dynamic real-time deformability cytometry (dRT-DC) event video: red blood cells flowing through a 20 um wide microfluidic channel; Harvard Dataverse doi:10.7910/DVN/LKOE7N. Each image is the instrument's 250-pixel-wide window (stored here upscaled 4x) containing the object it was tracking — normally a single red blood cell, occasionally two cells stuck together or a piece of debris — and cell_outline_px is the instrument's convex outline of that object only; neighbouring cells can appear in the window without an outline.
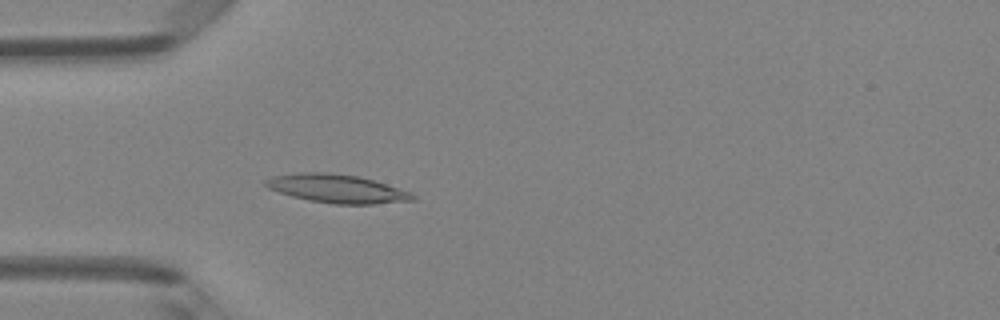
{"species": "Egyptian fruit bat (a non-hibernating species)", "species_latin": "Rousettus aegyptiacus", "temperature_condition": "room temperature", "stored_images_in_passage": 40, "camera_frame_rate_fps": 3000, "um_per_image_px": 0.085, "animal": {"sex": "female"}, "frame": {"image": 1, "passage_image": 6, "time_ms": 1.667, "image_size_px": [1000, 320], "cell_outline_px": [[416, 200], [372, 204], [332, 204], [308, 200], [292, 196], [268, 188], [264, 184], [264, 180], [272, 176], [296, 172], [328, 172], [356, 176], [372, 180], [412, 192], [416, 196]], "centroid_in_image_um": [28.62, 16.03], "position_along_channel_um": 56.4, "area_um2": 24.39}}
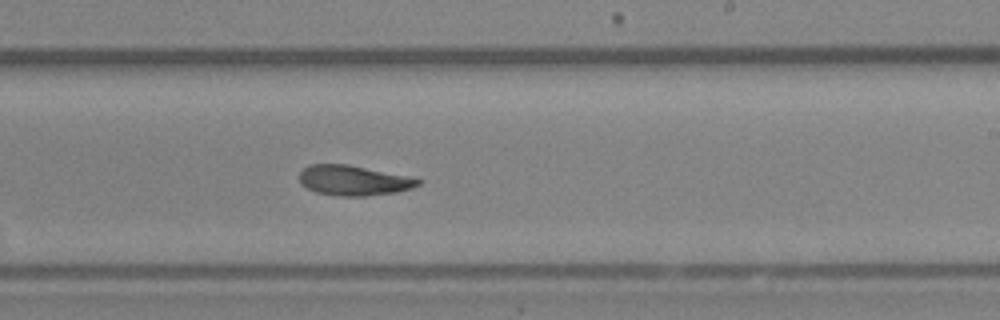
{"frame": {"image": 2, "passage_image": 21, "time_ms": 6.667, "image_size_px": [1000, 320], "cell_outline_px": [[420, 184], [412, 188], [396, 192], [364, 196], [340, 196], [316, 192], [300, 184], [300, 172], [308, 164], [348, 164], [404, 176], [420, 180]], "centroid_in_image_um": [29.99, 15.34], "position_along_channel_um": 259.0, "area_um2": 20.46}}
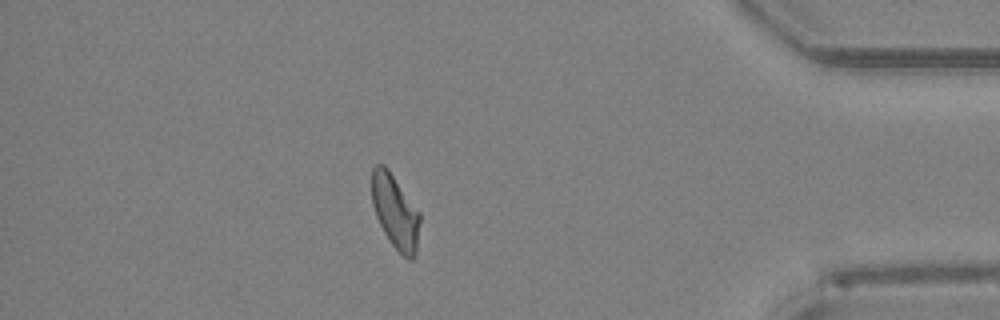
{"frame": {"image": 3, "passage_image": 34, "time_ms": 11.0, "image_size_px": [1000, 320], "cell_outline_px": [[420, 220], [416, 252], [412, 260], [408, 260], [388, 240], [376, 216], [372, 204], [372, 168], [376, 164], [384, 164], [388, 168], [420, 212]], "centroid_in_image_um": [33.59, 17.97], "position_along_channel_um": 401.6, "area_um2": 20.69}, "authors_computed_cell_mechanics": {"area_um2": 20.9525, "velocity_mm_per_s": 4.1798, "shape_relaxation_time_tau1_ms": 5.3276, "shape_relaxation_time_tau2_ms": 4.3148, "deformation_change_tau1": 0.1884, "deformation_change_tau2": 0.1183}}